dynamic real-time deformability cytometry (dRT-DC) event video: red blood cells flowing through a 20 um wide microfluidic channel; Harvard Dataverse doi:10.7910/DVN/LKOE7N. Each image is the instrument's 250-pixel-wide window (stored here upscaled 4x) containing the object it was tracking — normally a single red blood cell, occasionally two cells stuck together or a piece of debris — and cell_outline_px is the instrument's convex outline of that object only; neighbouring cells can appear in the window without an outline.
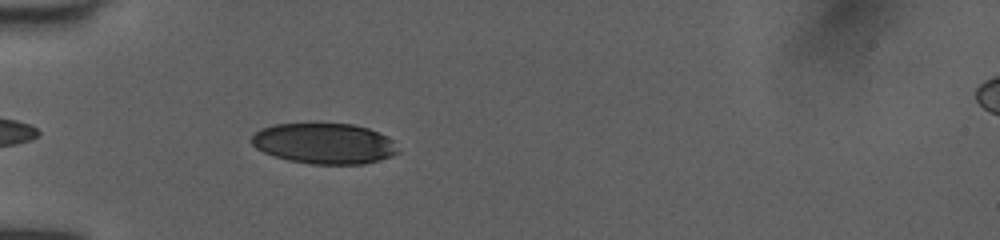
{"species": "human", "species_latin": "Homo sapiens", "temperature_condition": "room temperature", "stored_images_in_passage": 38, "camera_frame_rate_fps": 3000, "um_per_image_px": 0.085, "donor": {"sex": "female"}, "frame": {"image": 1, "passage_image": 3, "time_ms": 0.667, "image_size_px": [1000, 240], "cell_outline_px": [[400, 152], [392, 156], [380, 160], [364, 164], [312, 164], [288, 160], [264, 152], [256, 148], [252, 144], [252, 136], [260, 128], [276, 124], [316, 120], [352, 124], [368, 128], [392, 140]], "centroid_in_image_um": [27.54, 12.15], "position_along_channel_um": 57.5, "area_um2": 35.55}}
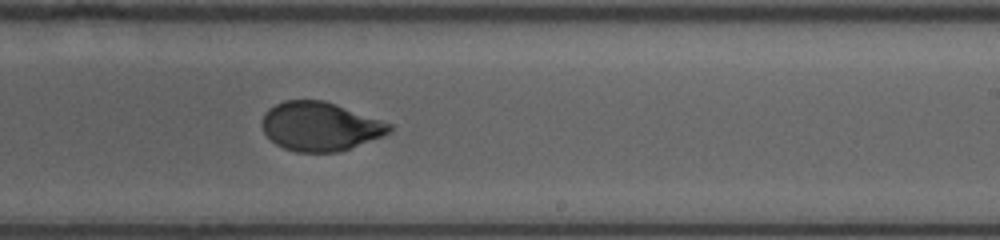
{"frame": {"image": 2, "passage_image": 19, "time_ms": 6.0, "image_size_px": [1000, 240], "cell_outline_px": [[392, 128], [384, 136], [340, 152], [296, 152], [284, 148], [276, 144], [264, 132], [260, 124], [268, 108], [284, 100], [324, 100], [336, 104], [392, 124]], "centroid_in_image_um": [27.2, 10.75], "position_along_channel_um": 261.8, "area_um2": 36.24}}
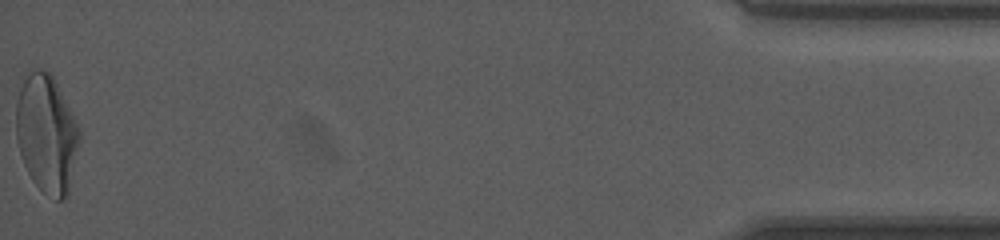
{"frame": {"image": 3, "passage_image": 38, "time_ms": 12.333, "image_size_px": [1000, 240], "cell_outline_px": [[80, 140], [68, 196], [60, 200], [56, 200], [44, 192], [32, 180], [24, 164], [20, 152], [16, 136], [16, 104], [20, 88], [28, 68], [44, 68], [52, 76], [80, 128]], "centroid_in_image_um": [3.96, 11.35], "position_along_channel_um": 431.2, "area_um2": 43.64}, "authors_computed_cell_mechanics": {"area_um2": 37.281, "velocity_mm_per_s": 4.0508, "shape_relaxation_time_tau1_ms": 3.8787, "shape_relaxation_time_tau2_ms": 0.6361, "deformation_change_tau1": 0.1621, "deformation_change_tau2": 0.0416}}